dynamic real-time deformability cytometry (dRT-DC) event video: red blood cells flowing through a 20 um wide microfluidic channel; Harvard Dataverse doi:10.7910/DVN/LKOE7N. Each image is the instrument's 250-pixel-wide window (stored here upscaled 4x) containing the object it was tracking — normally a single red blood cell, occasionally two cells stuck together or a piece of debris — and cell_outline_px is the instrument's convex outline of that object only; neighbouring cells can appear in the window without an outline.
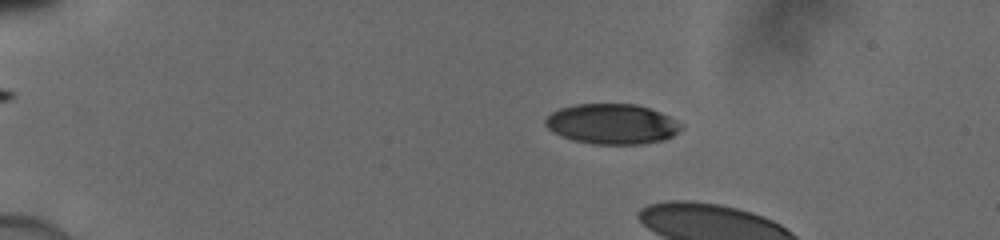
{"species": "human", "species_latin": "Homo sapiens", "temperature_condition": "cold", "stored_images_in_passage": 13, "camera_frame_rate_fps": 3000, "um_per_image_px": 0.085, "donor": {"sex": "male"}, "frame": {"image": 1, "passage_image": 8, "time_ms": 2.333, "image_size_px": [1000, 240], "cell_outline_px": [[684, 128], [672, 136], [664, 140], [644, 144], [592, 144], [572, 140], [560, 136], [552, 132], [544, 124], [544, 120], [552, 112], [560, 108], [576, 104], [636, 104], [660, 112], [684, 124]], "centroid_in_image_um": [52.03, 10.55], "position_along_channel_um": 33.0, "area_um2": 32.08}}